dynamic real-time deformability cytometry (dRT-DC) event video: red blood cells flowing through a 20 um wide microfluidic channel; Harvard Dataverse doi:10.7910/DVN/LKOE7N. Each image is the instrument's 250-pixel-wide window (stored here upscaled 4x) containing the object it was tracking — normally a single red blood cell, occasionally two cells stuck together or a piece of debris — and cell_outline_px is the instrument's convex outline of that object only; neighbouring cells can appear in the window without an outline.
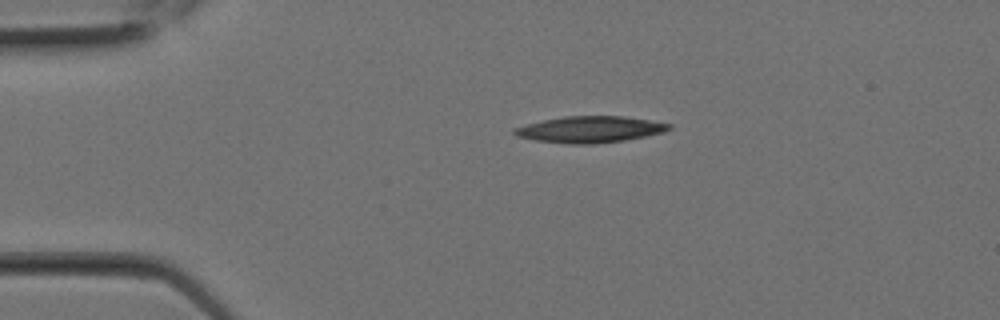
{"species": "Egyptian fruit bat (a non-hibernating species)", "species_latin": "Rousettus aegyptiacus", "temperature_condition": "room temperature", "stored_images_in_passage": 3, "camera_frame_rate_fps": 3000, "um_per_image_px": 0.085, "animal": {"sex": "female"}, "frame": {"image": 1, "passage_image": 3, "time_ms": 0.667, "image_size_px": [1000, 320], "cell_outline_px": [[672, 128], [664, 132], [624, 140], [596, 144], [568, 144], [536, 140], [516, 136], [512, 132], [512, 128], [544, 120], [564, 116], [624, 116], [672, 124]], "centroid_in_image_um": [50.14, 11.0], "position_along_channel_um": 34.9, "area_um2": 23.7}}